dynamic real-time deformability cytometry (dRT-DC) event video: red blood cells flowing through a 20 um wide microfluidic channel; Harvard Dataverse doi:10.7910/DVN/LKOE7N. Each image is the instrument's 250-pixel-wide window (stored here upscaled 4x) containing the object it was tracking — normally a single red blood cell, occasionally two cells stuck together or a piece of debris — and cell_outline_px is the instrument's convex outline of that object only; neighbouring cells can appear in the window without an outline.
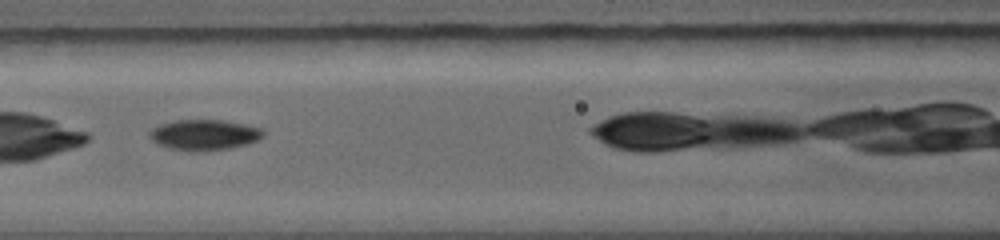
{"species": "common noctule bat (a hibernating species)", "species_latin": "Nyctalus noctula", "temperature_condition": "warm", "stored_images_in_passage": 15, "camera_frame_rate_fps": 5000, "um_per_image_px": 0.085, "animal": {"sex": "female", "body_mass_g": 19.0, "forearm_length_mm": 56.7}, "frame": {"image": 1, "passage_image": 5, "time_ms": 2.2, "image_size_px": [1000, 240], "cell_outline_px": [[264, 136], [260, 140], [248, 144], [228, 148], [204, 152], [192, 152], [168, 148], [156, 144], [148, 136], [148, 132], [152, 128], [160, 124], [176, 120], [224, 120], [244, 124], [260, 128], [264, 132]], "centroid_in_image_um": [17.34, 11.48], "position_along_channel_um": 149.3, "area_um2": 20.63}}